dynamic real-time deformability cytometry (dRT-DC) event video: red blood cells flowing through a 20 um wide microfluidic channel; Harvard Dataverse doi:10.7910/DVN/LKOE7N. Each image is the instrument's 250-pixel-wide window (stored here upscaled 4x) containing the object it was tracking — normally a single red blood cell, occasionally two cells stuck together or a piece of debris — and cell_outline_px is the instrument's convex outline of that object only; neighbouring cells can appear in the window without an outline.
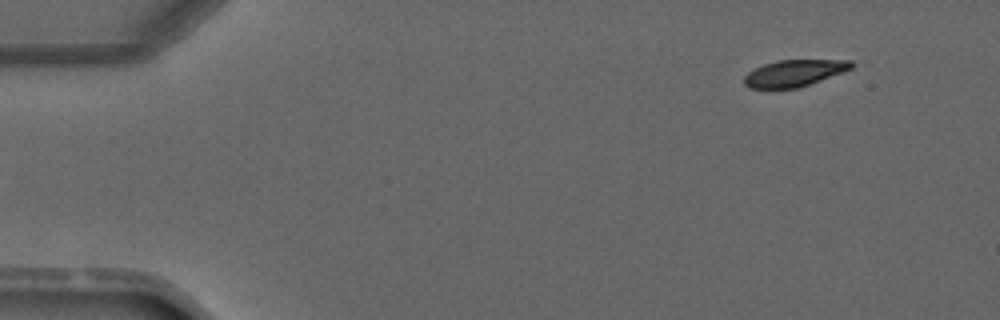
{"species": "common noctule bat (a hibernating species)", "species_latin": "Nyctalus noctula", "temperature_condition": "warm", "stored_images_in_passage": 4, "camera_frame_rate_fps": 3000, "um_per_image_px": 0.085, "animal": {"sex": "male", "forearm_length_mm": 52.5}, "frame": {"image": 1, "passage_image": 1, "time_ms": 0.0, "image_size_px": [1000, 320], "cell_outline_px": [[856, 64], [852, 68], [820, 80], [796, 88], [748, 88], [744, 84], [744, 76], [748, 72], [764, 64], [776, 60], [852, 60]], "centroid_in_image_um": [67.5, 6.2], "position_along_channel_um": 17.5, "area_um2": 16.47}}
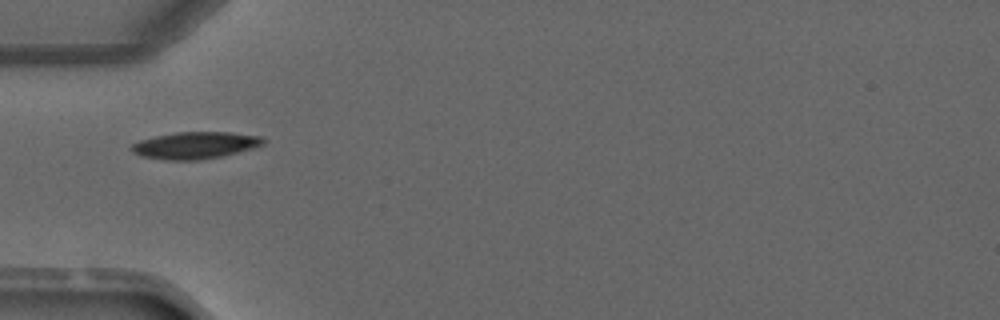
{"frame": {"image": 2, "passage_image": 3, "time_ms": 3.333, "image_size_px": [1000, 320], "cell_outline_px": [[264, 144], [252, 148], [224, 156], [200, 160], [164, 160], [140, 156], [132, 152], [128, 148], [132, 144], [140, 140], [156, 136], [176, 132], [228, 132], [260, 136], [264, 140]], "centroid_in_image_um": [16.54, 12.36], "position_along_channel_um": 68.5, "area_um2": 20.75}}
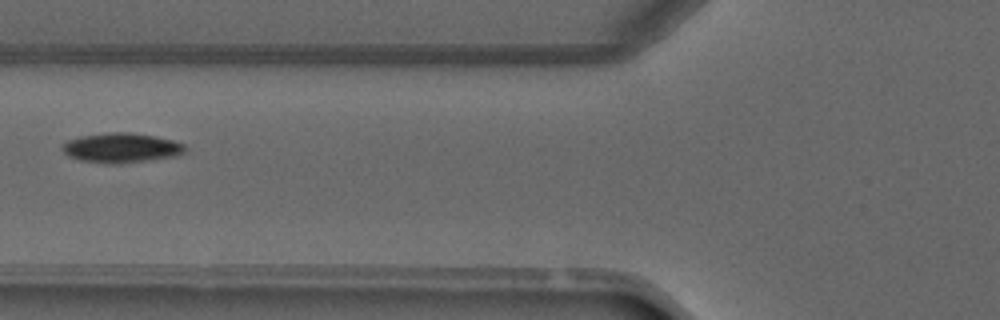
{"frame": {"image": 3, "passage_image": 4, "time_ms": 4.333, "image_size_px": [1000, 320], "cell_outline_px": [[188, 152], [180, 156], [120, 164], [104, 164], [80, 160], [68, 156], [60, 148], [60, 144], [68, 140], [80, 136], [104, 132], [132, 132], [156, 136], [176, 140], [184, 144], [188, 148]], "centroid_in_image_um": [10.36, 12.57], "position_along_channel_um": 115.4, "area_um2": 22.08}}